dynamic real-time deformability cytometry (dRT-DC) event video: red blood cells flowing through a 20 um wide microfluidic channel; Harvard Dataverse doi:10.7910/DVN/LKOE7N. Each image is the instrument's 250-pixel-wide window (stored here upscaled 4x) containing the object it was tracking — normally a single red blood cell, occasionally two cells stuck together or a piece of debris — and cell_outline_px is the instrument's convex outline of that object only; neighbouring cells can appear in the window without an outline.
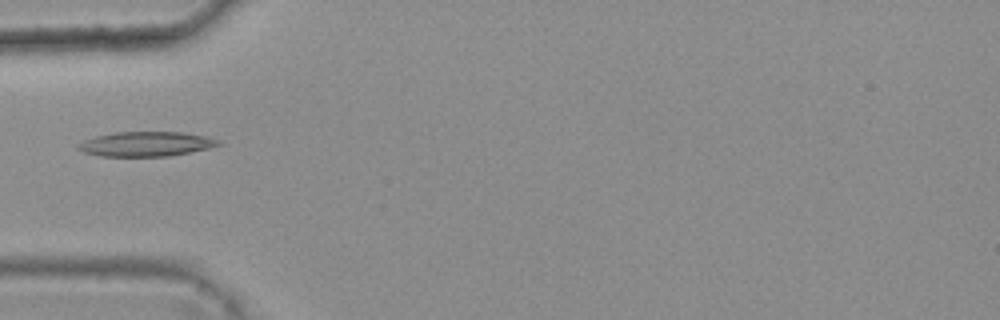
{"species": "common noctule bat (a hibernating species)", "species_latin": "Nyctalus noctula", "temperature_condition": "warm", "stored_images_in_passage": 5, "camera_frame_rate_fps": 3000, "um_per_image_px": 0.085, "animal": {"sex": "female", "body_mass_g": 25.1}, "frame": {"image": 1, "passage_image": 5, "time_ms": 1.333, "image_size_px": [1000, 320], "cell_outline_px": [[224, 144], [208, 148], [168, 156], [100, 156], [84, 152], [76, 148], [76, 144], [84, 140], [96, 136], [112, 132], [184, 132], [204, 136], [220, 140]], "centroid_in_image_um": [12.39, 12.23], "position_along_channel_um": 72.6, "area_um2": 20.17}}